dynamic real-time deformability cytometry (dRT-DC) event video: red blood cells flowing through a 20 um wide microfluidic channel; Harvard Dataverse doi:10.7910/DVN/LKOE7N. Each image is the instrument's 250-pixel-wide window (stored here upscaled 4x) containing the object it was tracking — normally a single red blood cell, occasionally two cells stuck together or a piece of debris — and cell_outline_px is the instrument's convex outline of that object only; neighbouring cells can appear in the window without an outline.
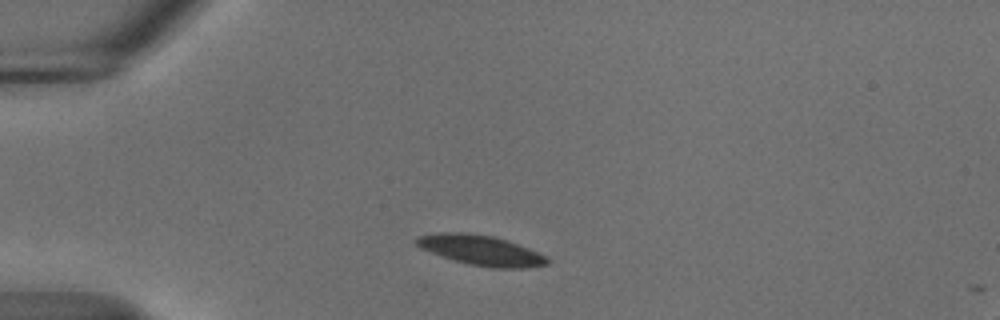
{"species": "common noctule bat (a hibernating species)", "species_latin": "Nyctalus noctula", "temperature_condition": "cold", "stored_images_in_passage": 2, "camera_frame_rate_fps": 3000, "um_per_image_px": 0.085, "animal": {"sex": "male", "body_mass_g": 18.8}, "frame": {"image": 1, "passage_image": 1, "time_ms": 0.0, "image_size_px": [1000, 320], "cell_outline_px": [[548, 264], [524, 268], [492, 268], [452, 260], [420, 248], [416, 244], [416, 236], [440, 232], [468, 232], [492, 236], [528, 248], [544, 256], [548, 260]], "centroid_in_image_um": [40.82, 21.26], "position_along_channel_um": 44.2, "area_um2": 22.6}}